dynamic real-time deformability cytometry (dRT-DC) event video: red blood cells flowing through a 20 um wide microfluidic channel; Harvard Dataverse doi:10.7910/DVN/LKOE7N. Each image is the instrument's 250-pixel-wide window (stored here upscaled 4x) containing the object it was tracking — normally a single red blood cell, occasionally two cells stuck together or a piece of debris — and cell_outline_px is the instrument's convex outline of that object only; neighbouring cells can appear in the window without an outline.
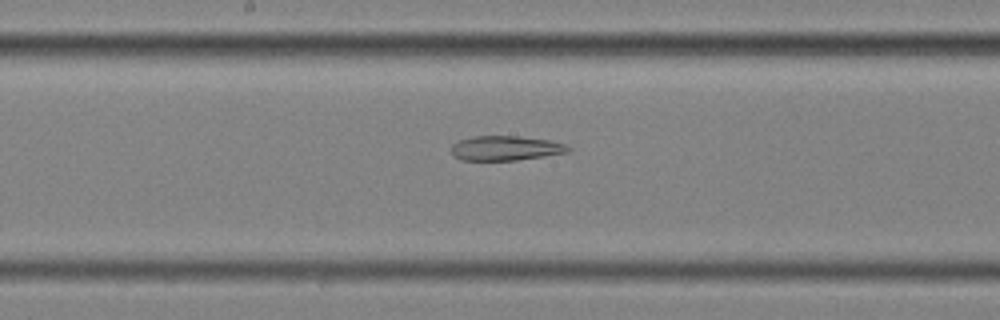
{"species": "common noctule bat (a hibernating species)", "species_latin": "Nyctalus noctula", "temperature_condition": "cold", "stored_images_in_passage": 58, "segment_of_instrument_passage": [2, 2], "camera_frame_rate_fps": 3000, "um_per_image_px": 0.085, "animal": {"sex": "female", "body_mass_g": 25.1}, "frame": {"image": 1, "passage_image": 31, "time_ms": 10.0, "image_size_px": [1000, 320], "cell_outline_px": [[572, 148], [568, 152], [544, 156], [516, 160], [460, 160], [452, 156], [452, 144], [460, 140], [472, 136], [520, 136], [548, 140], [564, 144]], "centroid_in_image_um": [42.95, 12.59], "position_along_channel_um": 205.3, "area_um2": 16.76}}
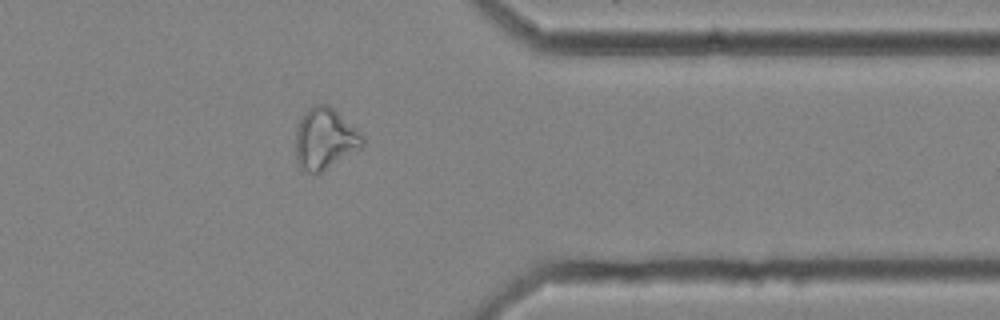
{"frame": {"image": 2, "passage_image": 47, "time_ms": 15.333, "image_size_px": [1000, 320], "cell_outline_px": [[364, 148], [316, 176], [300, 168], [296, 160], [296, 124], [304, 112], [312, 104], [328, 104], [356, 128], [364, 136]], "centroid_in_image_um": [27.62, 11.83], "position_along_channel_um": 383.8, "area_um2": 24.62}}
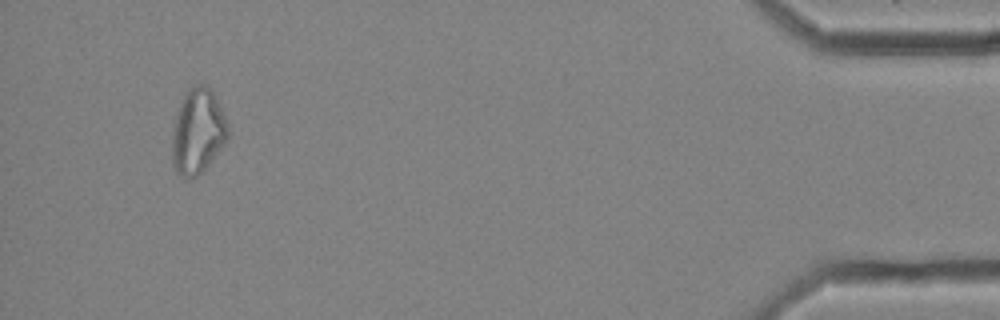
{"frame": {"image": 3, "passage_image": 55, "time_ms": 18.0, "image_size_px": [1000, 320], "cell_outline_px": [[228, 136], [224, 144], [208, 164], [196, 176], [188, 180], [180, 176], [176, 172], [172, 164], [172, 128], [176, 112], [188, 88], [200, 84], [204, 84], [212, 92], [228, 124]], "centroid_in_image_um": [16.77, 11.2], "position_along_channel_um": 418.4, "area_um2": 27.46}}